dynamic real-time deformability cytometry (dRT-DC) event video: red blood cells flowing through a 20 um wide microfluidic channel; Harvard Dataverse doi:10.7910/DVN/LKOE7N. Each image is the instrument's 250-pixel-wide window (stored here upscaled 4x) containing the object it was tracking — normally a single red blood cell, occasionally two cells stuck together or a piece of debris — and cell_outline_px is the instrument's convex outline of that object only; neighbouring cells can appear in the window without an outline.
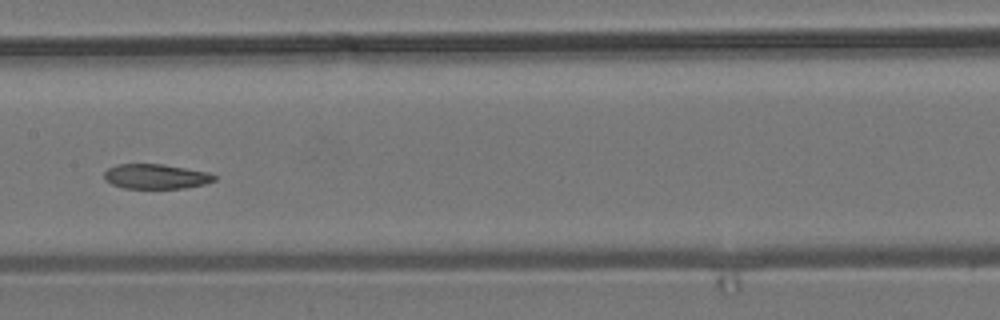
{"species": "common noctule bat (a hibernating species)", "species_latin": "Nyctalus noctula", "temperature_condition": "room temperature", "stored_images_in_passage": 14, "camera_frame_rate_fps": 3000, "um_per_image_px": 0.085, "animal": {"sex": "male", "body_mass_g": 19.2, "forearm_length_mm": 51.8}, "frame": {"image": 1, "passage_image": 7, "time_ms": 8.0, "image_size_px": [1000, 320], "cell_outline_px": [[216, 180], [204, 184], [184, 188], [124, 188], [112, 184], [104, 180], [104, 172], [108, 168], [116, 164], [164, 164], [208, 172], [216, 176]], "centroid_in_image_um": [13.23, 14.99], "position_along_channel_um": 194.2, "area_um2": 15.95}}
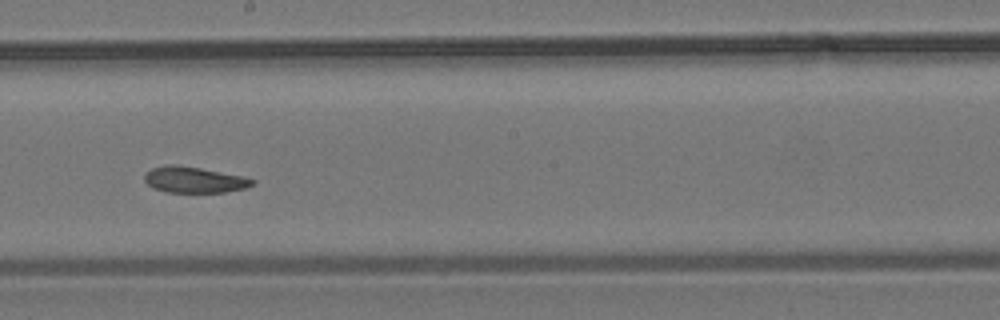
{"frame": {"image": 2, "passage_image": 8, "time_ms": 9.0, "image_size_px": [1000, 320], "cell_outline_px": [[256, 184], [244, 188], [224, 192], [168, 192], [152, 188], [144, 180], [144, 172], [152, 168], [168, 164], [176, 164], [200, 168], [244, 176], [256, 180]], "centroid_in_image_um": [16.49, 15.27], "position_along_channel_um": 231.7, "area_um2": 16.47}}
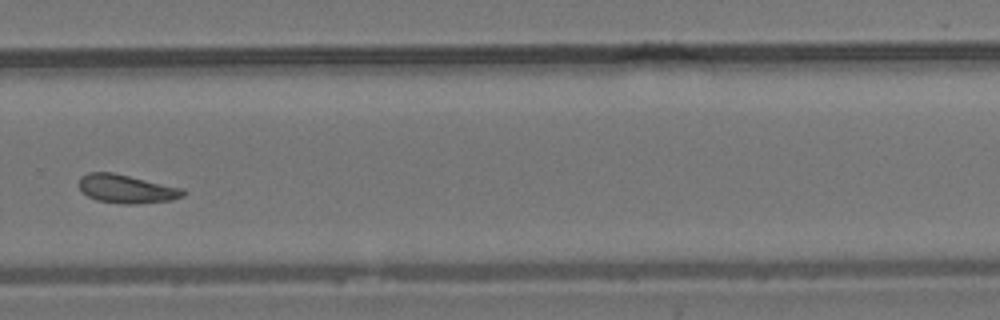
{"frame": {"image": 3, "passage_image": 10, "time_ms": 11.333, "image_size_px": [1000, 320], "cell_outline_px": [[184, 196], [172, 200], [132, 204], [124, 204], [96, 200], [88, 196], [80, 188], [80, 176], [88, 172], [112, 172], [184, 188]], "centroid_in_image_um": [10.77, 16.05], "position_along_channel_um": 319.0, "area_um2": 17.22}, "authors_computed_cell_mechanics": {"area_um2": 17.2822, "velocity_mm_per_s": 3.78, "shape_relaxation_time_tau1_ms": 7.8324, "shape_relaxation_time_tau2_ms": 6.9594, "deformation_change_tau1": 0.1466, "deformation_change_tau2": 0.1485}}